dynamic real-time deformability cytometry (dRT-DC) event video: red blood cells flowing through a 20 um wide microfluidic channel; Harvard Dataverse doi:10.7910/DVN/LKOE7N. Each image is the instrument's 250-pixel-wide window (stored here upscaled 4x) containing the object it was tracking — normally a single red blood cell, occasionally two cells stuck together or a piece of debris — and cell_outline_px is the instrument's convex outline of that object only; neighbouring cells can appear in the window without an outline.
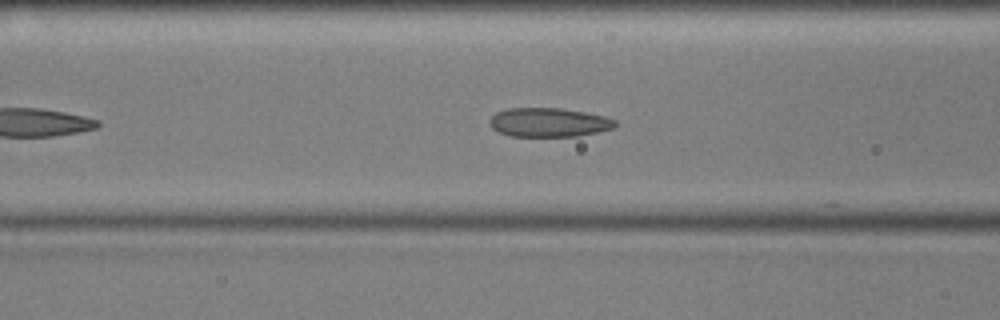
{"species": "common noctule bat (a hibernating species)", "species_latin": "Nyctalus noctula", "temperature_condition": "cold", "stored_images_in_passage": 46, "camera_frame_rate_fps": 3000, "um_per_image_px": 0.085, "animal": {"sex": "male", "body_mass_g": 17.9, "forearm_length_mm": 54.2}, "frame": {"image": 1, "passage_image": 12, "time_ms": 3.667, "image_size_px": [1000, 320], "cell_outline_px": [[616, 124], [612, 128], [580, 136], [508, 136], [492, 128], [488, 124], [488, 120], [496, 112], [508, 108], [560, 108], [584, 112], [604, 116], [616, 120]], "centroid_in_image_um": [46.6, 10.4], "position_along_channel_um": 120.0, "area_um2": 21.21}}
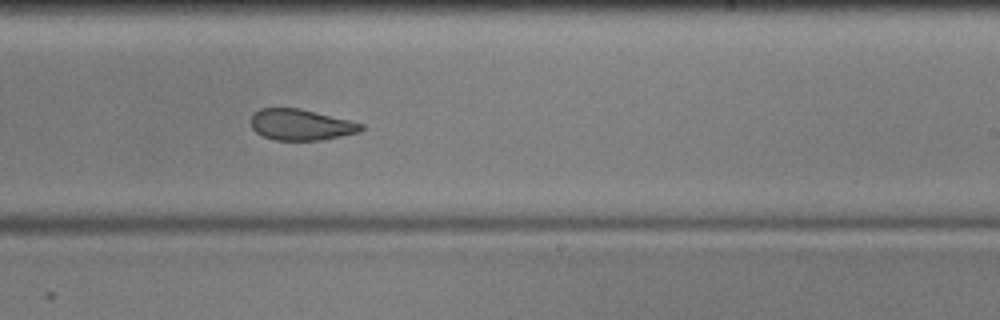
{"frame": {"image": 2, "passage_image": 24, "time_ms": 7.667, "image_size_px": [1000, 320], "cell_outline_px": [[364, 128], [360, 132], [320, 140], [276, 140], [264, 136], [256, 132], [252, 128], [252, 116], [260, 108], [300, 108], [364, 124]], "centroid_in_image_um": [25.59, 10.6], "position_along_channel_um": 263.4, "area_um2": 19.71}}
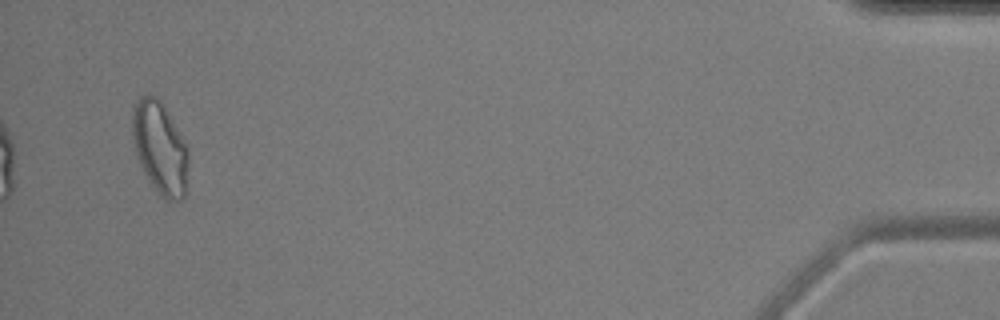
{"frame": {"image": 3, "passage_image": 44, "time_ms": 14.333, "image_size_px": [1000, 320], "cell_outline_px": [[188, 164], [184, 196], [180, 200], [168, 200], [156, 192], [148, 180], [136, 156], [132, 136], [132, 104], [140, 96], [148, 92], [156, 96], [160, 100], [184, 140], [188, 148]], "centroid_in_image_um": [13.56, 12.52], "position_along_channel_um": 421.6, "area_um2": 30.35}, "authors_computed_cell_mechanics": {"area_um2": 21.9929, "velocity_mm_per_s": 3.5948, "shape_relaxation_time_tau1_ms": null, "shape_relaxation_time_tau2_ms": 3.6567, "deformation_change_tau1": null, "deformation_change_tau2": 0.0972}}